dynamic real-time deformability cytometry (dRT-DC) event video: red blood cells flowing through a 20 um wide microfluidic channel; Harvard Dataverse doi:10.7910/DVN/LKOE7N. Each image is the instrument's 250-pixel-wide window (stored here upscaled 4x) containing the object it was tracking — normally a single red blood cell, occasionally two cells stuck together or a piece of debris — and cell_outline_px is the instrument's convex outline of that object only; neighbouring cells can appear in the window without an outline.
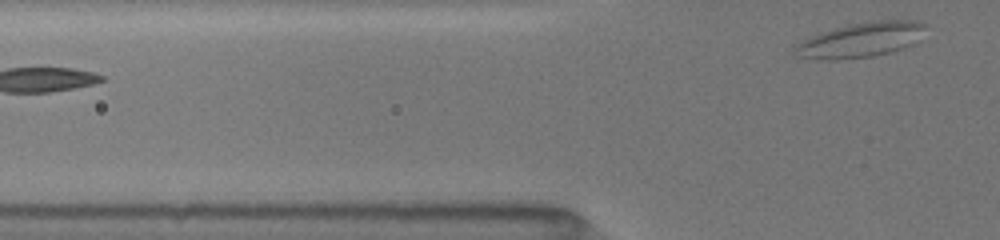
{"species": "common noctule bat (a hibernating species)", "species_latin": "Nyctalus noctula", "temperature_condition": "room temperature", "stored_images_in_passage": 8, "segment_of_instrument_passage": [2, 2], "camera_frame_rate_fps": 3000, "um_per_image_px": 0.085, "animal": {"sex": "female", "body_mass_g": 19.5, "forearm_length_mm": 54.1}, "frame": {"image": 1, "passage_image": 8, "time_ms": 2.333, "image_size_px": [1000, 240], "cell_outline_px": [[924, 24], [912, 44], [888, 52], [872, 56], [832, 60], [820, 60], [804, 56], [796, 48], [804, 40], [812, 36], [848, 24], [884, 20], [912, 20]], "centroid_in_image_um": [73.18, 3.39], "position_along_channel_um": 52.6, "area_um2": 24.97}}